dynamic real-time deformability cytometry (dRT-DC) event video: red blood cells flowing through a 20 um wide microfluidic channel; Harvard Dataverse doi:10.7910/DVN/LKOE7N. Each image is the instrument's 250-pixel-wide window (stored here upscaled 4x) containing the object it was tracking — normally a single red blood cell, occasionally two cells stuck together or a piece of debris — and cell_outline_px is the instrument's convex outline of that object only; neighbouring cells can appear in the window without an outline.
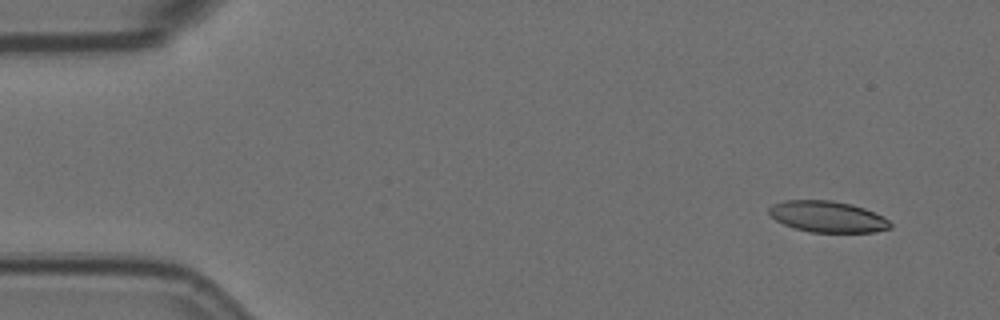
{"species": "Egyptian fruit bat (a non-hibernating species)", "species_latin": "Rousettus aegyptiacus", "temperature_condition": "room temperature", "stored_images_in_passage": 10, "camera_frame_rate_fps": 3000, "um_per_image_px": 0.085, "animal": {"sex": "female"}, "frame": {"image": 1, "passage_image": 1, "time_ms": 0.0, "image_size_px": [1000, 320], "cell_outline_px": [[892, 228], [876, 232], [812, 232], [796, 228], [784, 224], [776, 220], [768, 212], [768, 208], [772, 204], [784, 200], [832, 200], [852, 204], [864, 208], [884, 216], [892, 224]], "centroid_in_image_um": [70.37, 18.41], "position_along_channel_um": 14.6, "area_um2": 22.14}}
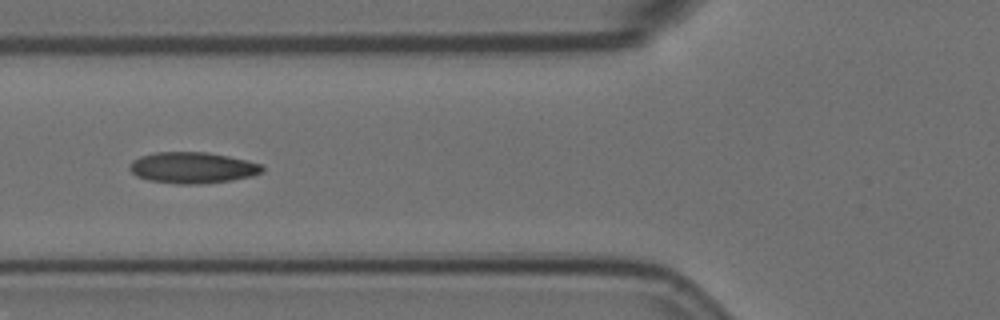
{"frame": {"image": 2, "passage_image": 6, "time_ms": 1.667, "image_size_px": [1000, 320], "cell_outline_px": [[264, 172], [252, 176], [232, 180], [200, 184], [176, 184], [148, 180], [136, 176], [128, 168], [128, 164], [132, 160], [140, 156], [156, 152], [208, 152], [248, 160], [260, 164], [264, 168]], "centroid_in_image_um": [16.35, 14.25], "position_along_channel_um": 109.4, "area_um2": 24.33}}
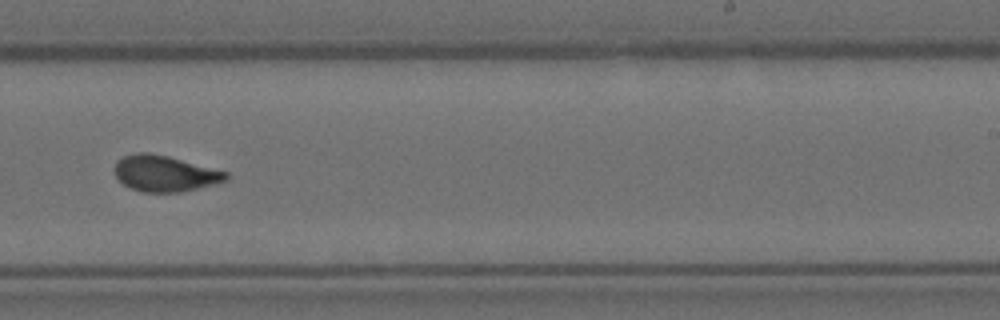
{"frame": {"image": 3, "passage_image": 10, "time_ms": 3.0, "image_size_px": [1000, 320], "cell_outline_px": [[228, 180], [180, 192], [140, 192], [124, 184], [116, 176], [116, 160], [124, 156], [136, 152], [148, 152], [168, 156], [228, 172]], "centroid_in_image_um": [14.0, 14.74], "position_along_channel_um": 275.0, "area_um2": 23.12}}